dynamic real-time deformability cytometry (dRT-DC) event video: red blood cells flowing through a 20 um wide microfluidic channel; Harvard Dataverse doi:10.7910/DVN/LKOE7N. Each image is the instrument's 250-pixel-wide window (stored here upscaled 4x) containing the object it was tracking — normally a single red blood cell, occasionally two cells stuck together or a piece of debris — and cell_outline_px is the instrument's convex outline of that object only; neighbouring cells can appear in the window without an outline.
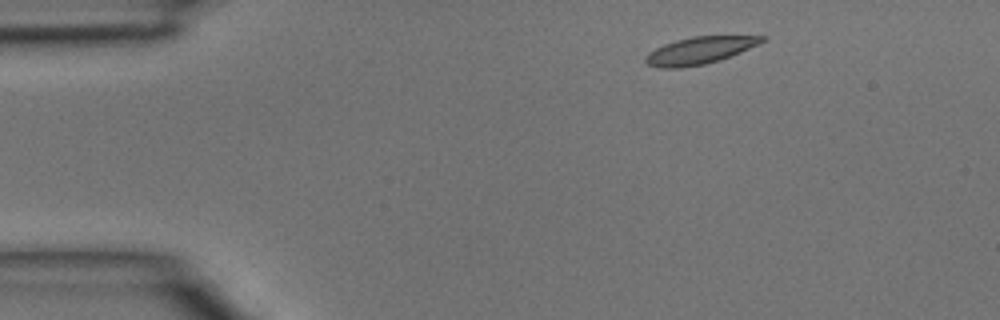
{"species": "common noctule bat (a hibernating species)", "species_latin": "Nyctalus noctula", "temperature_condition": "room temperature", "stored_images_in_passage": 4, "camera_frame_rate_fps": 3000, "um_per_image_px": 0.085, "animal": {"sex": "male", "body_mass_g": 15.6}, "frame": {"image": 1, "passage_image": 1, "time_ms": 0.0, "image_size_px": [1000, 320], "cell_outline_px": [[768, 40], [760, 44], [720, 60], [704, 64], [680, 68], [660, 68], [648, 64], [644, 60], [644, 56], [648, 52], [664, 44], [676, 40], [692, 36], [768, 36]], "centroid_in_image_um": [59.48, 4.28], "position_along_channel_um": 25.5, "area_um2": 18.5}}
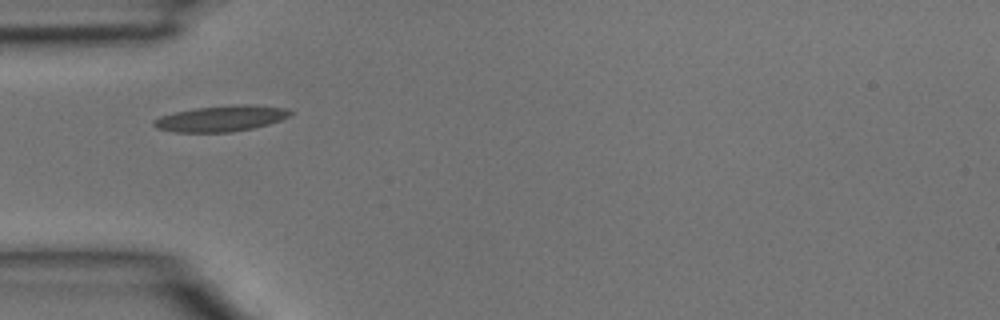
{"frame": {"image": 2, "passage_image": 3, "time_ms": 0.667, "image_size_px": [1000, 320], "cell_outline_px": [[292, 112], [288, 116], [280, 120], [268, 124], [252, 128], [232, 132], [176, 132], [156, 128], [152, 124], [152, 120], [160, 116], [176, 112], [196, 108], [240, 104], [248, 104], [288, 108]], "centroid_in_image_um": [18.78, 10.07], "position_along_channel_um": 66.2, "area_um2": 20.46}}